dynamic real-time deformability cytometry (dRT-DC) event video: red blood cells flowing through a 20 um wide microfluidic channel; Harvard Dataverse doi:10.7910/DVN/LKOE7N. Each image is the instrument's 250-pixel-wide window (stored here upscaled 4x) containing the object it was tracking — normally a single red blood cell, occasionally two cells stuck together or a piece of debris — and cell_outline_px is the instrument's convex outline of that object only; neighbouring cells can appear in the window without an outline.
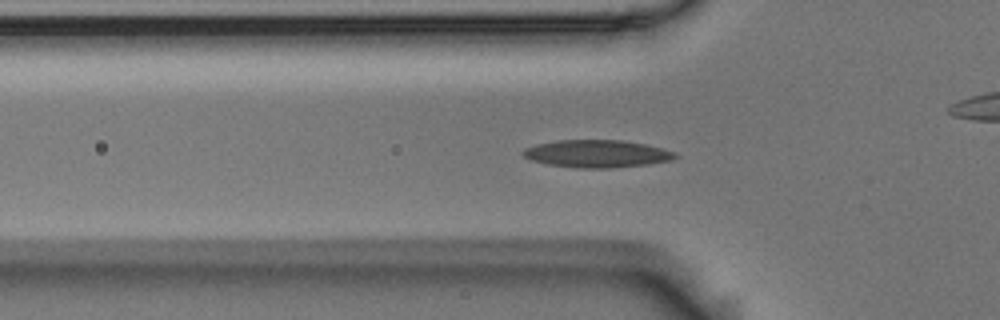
{"species": "Egyptian fruit bat (a non-hibernating species)", "species_latin": "Rousettus aegyptiacus", "temperature_condition": "room temperature", "stored_images_in_passage": 44, "camera_frame_rate_fps": 3000, "um_per_image_px": 0.085, "animal": {"sex": "male"}, "frame": {"image": 1, "passage_image": 6, "time_ms": 1.667, "image_size_px": [1000, 320], "cell_outline_px": [[680, 156], [672, 160], [648, 164], [608, 168], [576, 168], [548, 164], [532, 160], [524, 156], [520, 152], [524, 148], [536, 144], [560, 140], [624, 140], [644, 144], [676, 152]], "centroid_in_image_um": [50.74, 13.06], "position_along_channel_um": 75.1, "area_um2": 24.39}}
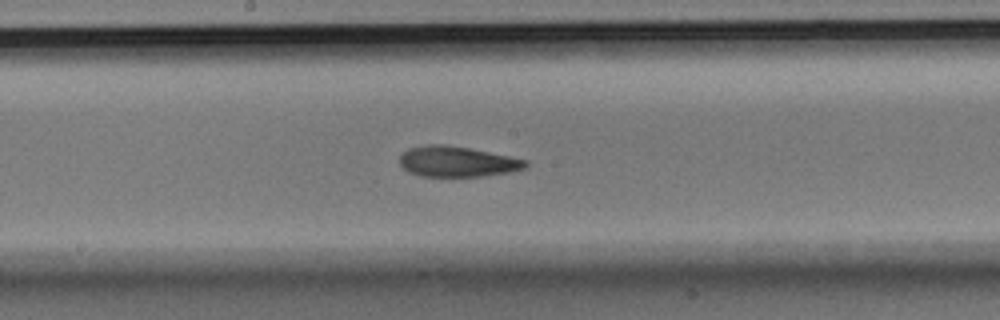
{"frame": {"image": 2, "passage_image": 17, "time_ms": 5.333, "image_size_px": [1000, 320], "cell_outline_px": [[528, 164], [524, 168], [508, 172], [480, 176], [420, 176], [408, 172], [400, 164], [400, 156], [408, 148], [428, 144], [444, 144], [468, 148], [528, 160]], "centroid_in_image_um": [38.82, 13.73], "position_along_channel_um": 209.4, "area_um2": 22.14}}
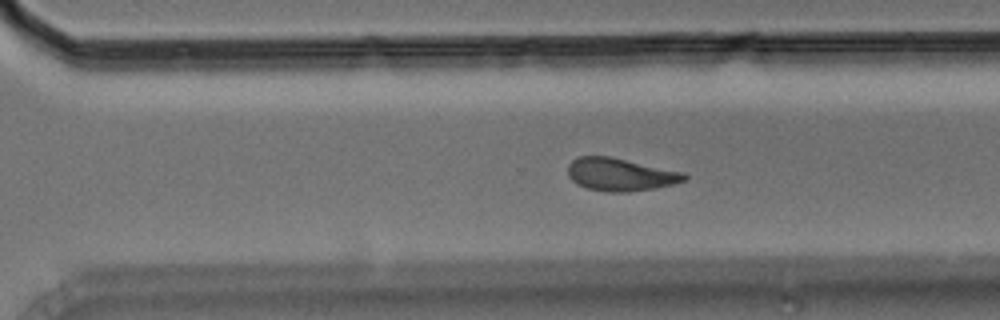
{"frame": {"image": 3, "passage_image": 26, "time_ms": 8.333, "image_size_px": [1000, 320], "cell_outline_px": [[688, 180], [672, 184], [652, 188], [628, 192], [608, 192], [588, 188], [576, 184], [568, 176], [568, 164], [576, 156], [608, 156], [684, 172], [688, 176]], "centroid_in_image_um": [52.71, 14.83], "position_along_channel_um": 317.9, "area_um2": 22.2}, "authors_computed_cell_mechanics": {"area_um2": 23.0044, "velocity_mm_per_s": 3.6352, "shape_relaxation_time_tau1_ms": 9.6187, "shape_relaxation_time_tau2_ms": 3.2079, "deformation_change_tau1": 0.2091, "deformation_change_tau2": 0.1064}}